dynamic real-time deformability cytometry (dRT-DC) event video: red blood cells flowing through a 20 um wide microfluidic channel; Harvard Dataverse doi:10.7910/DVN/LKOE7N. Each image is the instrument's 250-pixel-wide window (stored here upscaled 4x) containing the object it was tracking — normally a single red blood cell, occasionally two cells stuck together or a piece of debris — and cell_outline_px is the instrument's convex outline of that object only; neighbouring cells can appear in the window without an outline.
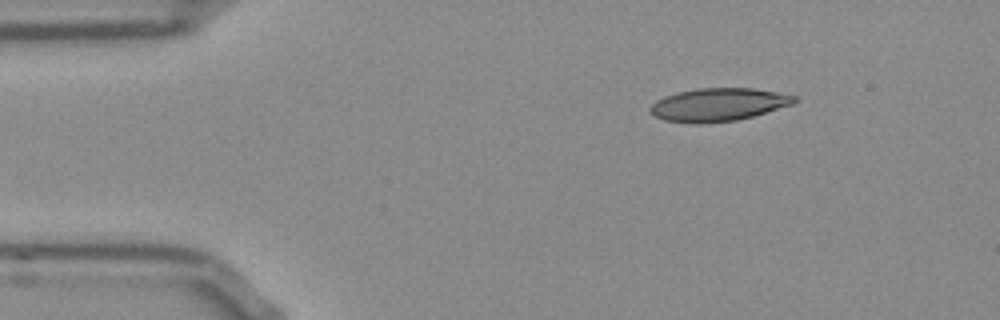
{"species": "Egyptian fruit bat (a non-hibernating species)", "species_latin": "Rousettus aegyptiacus", "temperature_condition": "room temperature", "stored_images_in_passage": 46, "camera_frame_rate_fps": 3000, "um_per_image_px": 0.085, "frame": {"image": 1, "passage_image": 1, "time_ms": 0.0, "image_size_px": [1000, 320], "cell_outline_px": [[796, 100], [792, 104], [752, 116], [736, 120], [704, 124], [692, 124], [664, 120], [652, 116], [648, 112], [648, 108], [656, 100], [664, 96], [676, 92], [700, 88], [752, 88], [796, 96]], "centroid_in_image_um": [60.95, 8.91], "position_along_channel_um": 24.0, "area_um2": 27.8}}
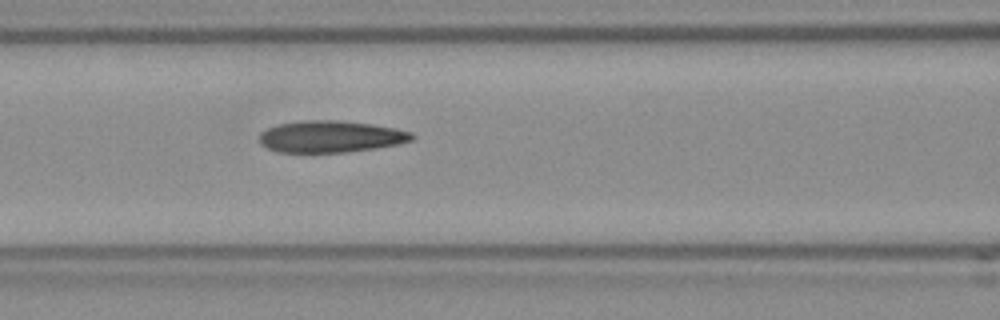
{"frame": {"image": 2, "passage_image": 15, "time_ms": 4.667, "image_size_px": [1000, 320], "cell_outline_px": [[416, 136], [412, 140], [396, 144], [376, 148], [344, 152], [280, 152], [268, 148], [260, 144], [260, 132], [276, 124], [300, 120], [336, 120], [372, 124], [396, 128], [412, 132]], "centroid_in_image_um": [28.1, 11.6], "position_along_channel_um": 138.5, "area_um2": 28.26}}
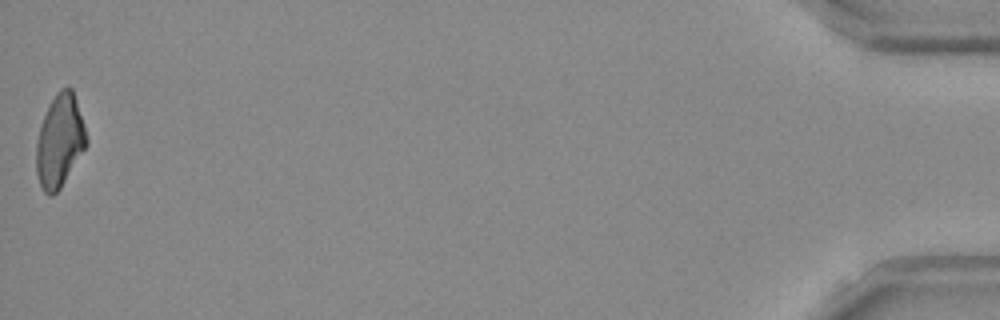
{"frame": {"image": 3, "passage_image": 46, "time_ms": 15.0, "image_size_px": [1000, 320], "cell_outline_px": [[88, 144], [60, 188], [52, 196], [48, 196], [44, 192], [40, 184], [36, 172], [36, 144], [40, 128], [44, 116], [56, 92], [60, 88], [72, 88], [84, 124], [88, 140]], "centroid_in_image_um": [5.08, 12.0], "position_along_channel_um": 430.1, "area_um2": 26.82}, "authors_computed_cell_mechanics": {"area_um2": 27.8018, "velocity_mm_per_s": 3.816, "shape_relaxation_time_tau1_ms": null, "shape_relaxation_time_tau2_ms": 3.7456, "deformation_change_tau1": null, "deformation_change_tau2": 0.1448}}